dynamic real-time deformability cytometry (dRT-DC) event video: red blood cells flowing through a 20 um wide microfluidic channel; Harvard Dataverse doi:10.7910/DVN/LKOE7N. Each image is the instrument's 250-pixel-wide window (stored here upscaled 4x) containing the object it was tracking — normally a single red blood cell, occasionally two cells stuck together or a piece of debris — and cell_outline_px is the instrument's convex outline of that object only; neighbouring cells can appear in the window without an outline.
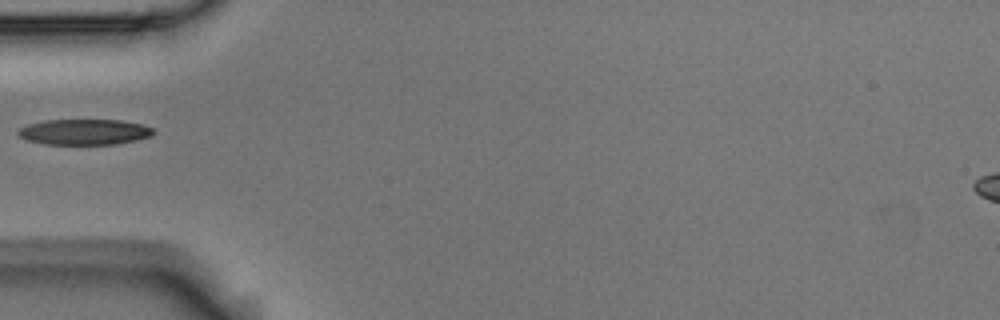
{"species": "Egyptian fruit bat (a non-hibernating species)", "species_latin": "Rousettus aegyptiacus", "temperature_condition": "room temperature", "stored_images_in_passage": 4, "camera_frame_rate_fps": 3000, "um_per_image_px": 0.085, "animal": {"sex": "male"}, "frame": {"image": 1, "passage_image": 4, "time_ms": 1.0, "image_size_px": [1000, 320], "cell_outline_px": [[156, 132], [152, 136], [136, 140], [116, 144], [44, 144], [28, 140], [20, 136], [16, 132], [20, 128], [28, 124], [44, 120], [120, 120], [140, 124], [152, 128]], "centroid_in_image_um": [7.18, 11.21], "position_along_channel_um": 77.8, "area_um2": 20.17}}